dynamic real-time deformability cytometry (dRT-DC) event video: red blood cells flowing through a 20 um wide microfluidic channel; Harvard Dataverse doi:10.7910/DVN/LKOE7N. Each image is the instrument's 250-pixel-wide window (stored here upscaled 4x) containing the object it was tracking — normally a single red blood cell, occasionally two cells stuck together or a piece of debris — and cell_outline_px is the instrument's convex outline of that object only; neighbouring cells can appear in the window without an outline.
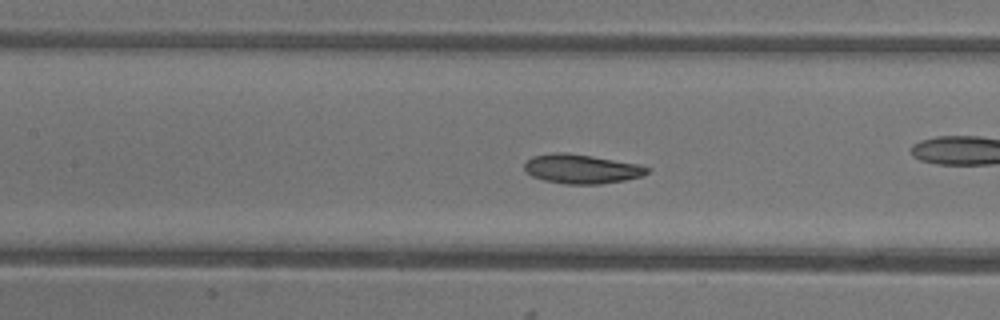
{"species": "common noctule bat (a hibernating species)", "species_latin": "Nyctalus noctula", "temperature_condition": "warm", "stored_images_in_passage": 54, "camera_frame_rate_fps": 3000, "um_per_image_px": 0.085, "animal": {"sex": "female"}, "frame": {"image": 1, "passage_image": 24, "time_ms": 7.667, "image_size_px": [1000, 320], "cell_outline_px": [[652, 168], [648, 172], [640, 176], [624, 180], [600, 184], [564, 184], [544, 180], [532, 176], [524, 168], [524, 164], [532, 156], [552, 152], [568, 152], [640, 164]], "centroid_in_image_um": [49.43, 14.35], "position_along_channel_um": 158.0, "area_um2": 20.98}, "authors_computed_cell_mechanics": {"area_um2": 21.9929, "velocity_mm_per_s": 3.8749, "shape_relaxation_time_tau1_ms": 3.8015, "shape_relaxation_time_tau2_ms": 3.6953, "deformation_change_tau1": 0.1166, "deformation_change_tau2": 0.0963}}